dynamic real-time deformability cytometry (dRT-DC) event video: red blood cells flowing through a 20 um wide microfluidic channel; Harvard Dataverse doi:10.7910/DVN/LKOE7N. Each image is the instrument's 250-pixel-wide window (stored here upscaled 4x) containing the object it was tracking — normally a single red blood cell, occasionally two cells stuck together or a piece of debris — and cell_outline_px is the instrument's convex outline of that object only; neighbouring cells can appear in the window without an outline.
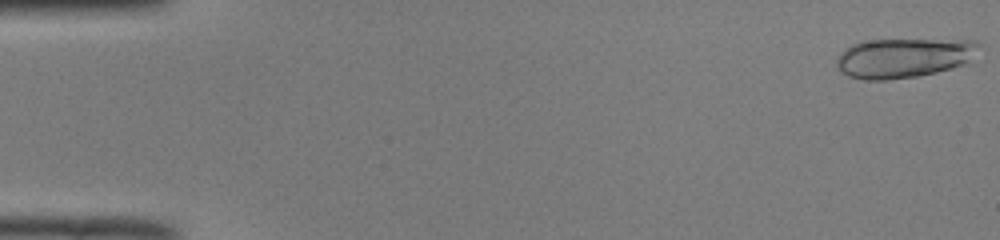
{"species": "common noctule bat (a hibernating species)", "species_latin": "Nyctalus noctula", "temperature_condition": "room temperature", "stored_images_in_passage": 51, "segment_of_instrument_passage": [1, 2], "camera_frame_rate_fps": 3000, "um_per_image_px": 0.085, "animal": {"sex": "male", "body_mass_g": 19.0, "forearm_length_mm": 50.8}, "frame": {"image": 1, "passage_image": 1, "time_ms": 0.0, "image_size_px": [1000, 240], "cell_outline_px": [[984, 44], [964, 64], [952, 68], [936, 72], [916, 76], [888, 80], [864, 80], [848, 76], [840, 72], [836, 64], [836, 60], [840, 52], [844, 48], [852, 44], [864, 40], [976, 40]], "centroid_in_image_um": [76.78, 4.91], "position_along_channel_um": 8.2, "area_um2": 33.06}}